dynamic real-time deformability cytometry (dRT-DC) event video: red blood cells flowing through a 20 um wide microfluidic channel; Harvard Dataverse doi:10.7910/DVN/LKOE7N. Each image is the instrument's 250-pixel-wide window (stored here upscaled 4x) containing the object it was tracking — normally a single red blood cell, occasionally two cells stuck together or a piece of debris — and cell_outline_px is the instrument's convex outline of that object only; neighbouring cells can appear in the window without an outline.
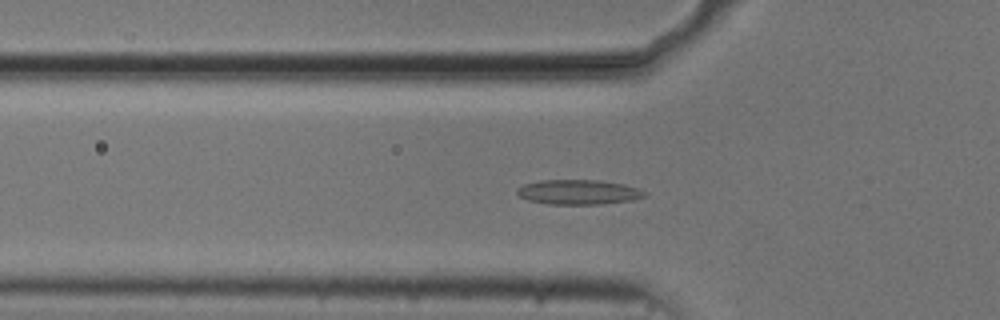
{"species": "common noctule bat (a hibernating species)", "species_latin": "Nyctalus noctula", "temperature_condition": "cold", "stored_images_in_passage": 43, "camera_frame_rate_fps": 3000, "um_per_image_px": 0.085, "animal": {"sex": "male", "body_mass_g": 20.5, "forearm_length_mm": 52.5}, "frame": {"image": 1, "passage_image": 7, "time_ms": 2.0, "image_size_px": [1000, 320], "cell_outline_px": [[648, 196], [632, 200], [600, 204], [548, 204], [528, 200], [520, 196], [516, 192], [516, 188], [524, 184], [540, 180], [596, 180], [624, 184], [640, 188], [648, 192]], "centroid_in_image_um": [49.21, 16.32], "position_along_channel_um": 76.6, "area_um2": 18.55}}
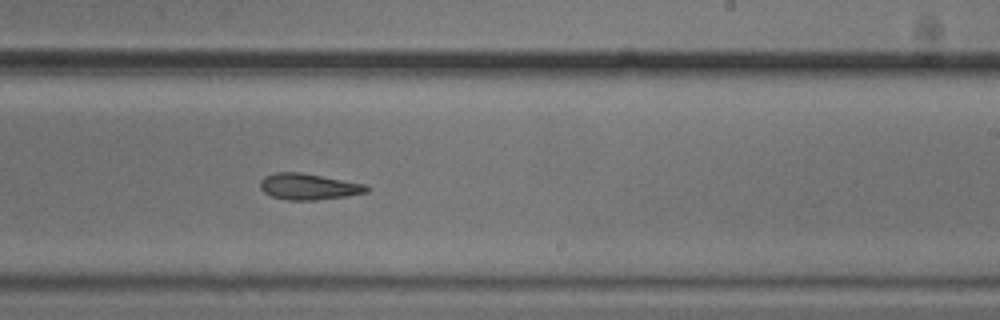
{"frame": {"image": 2, "passage_image": 22, "time_ms": 7.0, "image_size_px": [1000, 320], "cell_outline_px": [[372, 188], [368, 192], [348, 196], [316, 200], [288, 200], [272, 196], [264, 192], [260, 188], [260, 180], [264, 176], [276, 172], [300, 172], [368, 184]], "centroid_in_image_um": [26.28, 15.86], "position_along_channel_um": 262.7, "area_um2": 16.47}}
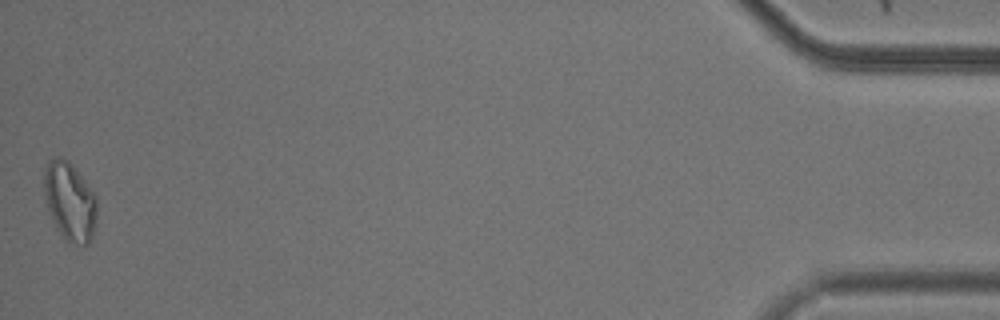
{"frame": {"image": 3, "passage_image": 43, "time_ms": 14.0, "image_size_px": [1000, 320], "cell_outline_px": [[96, 216], [92, 236], [88, 244], [84, 248], [68, 244], [64, 240], [56, 228], [48, 212], [44, 196], [44, 168], [48, 160], [56, 156], [60, 156], [68, 160], [72, 164], [96, 196]], "centroid_in_image_um": [5.9, 17.16], "position_along_channel_um": 429.3, "area_um2": 24.74}, "authors_computed_cell_mechanics": {"area_um2": 17.1666, "velocity_mm_per_s": 3.7109, "shape_relaxation_time_tau1_ms": null, "shape_relaxation_time_tau2_ms": 7.0803, "deformation_change_tau1": null, "deformation_change_tau2": 0.1386}}